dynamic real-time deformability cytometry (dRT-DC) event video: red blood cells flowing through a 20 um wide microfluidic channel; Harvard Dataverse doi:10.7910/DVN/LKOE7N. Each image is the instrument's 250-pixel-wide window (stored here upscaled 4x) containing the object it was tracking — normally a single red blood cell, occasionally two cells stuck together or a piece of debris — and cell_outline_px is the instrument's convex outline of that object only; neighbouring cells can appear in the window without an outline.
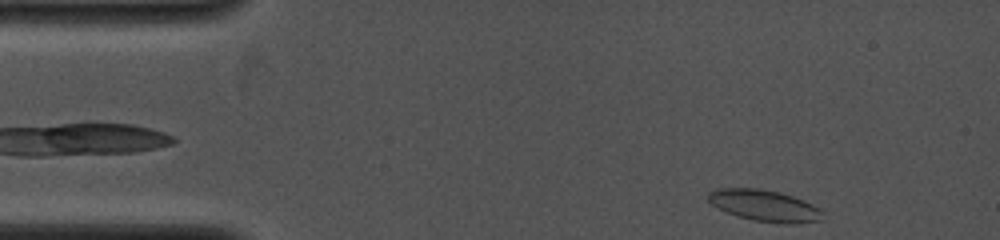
{"species": "common noctule bat (a hibernating species)", "species_latin": "Nyctalus noctula", "temperature_condition": "cold", "stored_images_in_passage": 22, "camera_frame_rate_fps": 4000, "um_per_image_px": 0.085, "animal": {"sex": "female", "body_mass_g": 19.0, "forearm_length_mm": 53.3}, "frame": {"image": 1, "passage_image": 1, "time_ms": 0.0, "image_size_px": [1000, 240], "cell_outline_px": [[824, 212], [820, 220], [796, 224], [780, 224], [752, 220], [736, 216], [712, 204], [708, 200], [708, 192], [716, 188], [760, 188], [780, 192], [804, 200], [820, 208]], "centroid_in_image_um": [65.01, 17.48], "position_along_channel_um": 20.0, "area_um2": 21.15}}
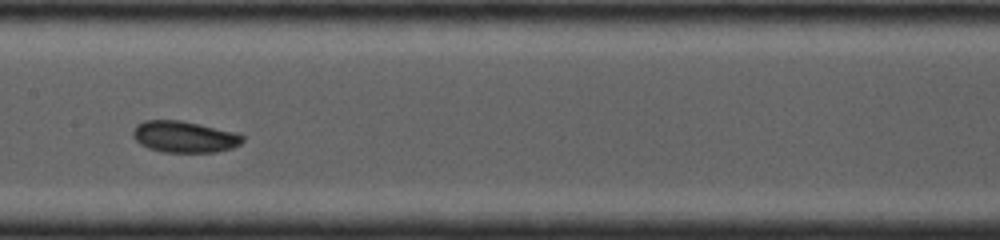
{"frame": {"image": 2, "passage_image": 16, "time_ms": 5.75, "image_size_px": [1000, 240], "cell_outline_px": [[244, 140], [240, 144], [232, 148], [216, 152], [164, 152], [148, 148], [140, 144], [132, 136], [132, 132], [136, 124], [144, 120], [180, 120], [240, 132], [244, 136]], "centroid_in_image_um": [15.69, 11.62], "position_along_channel_um": 191.7, "area_um2": 20.4}}
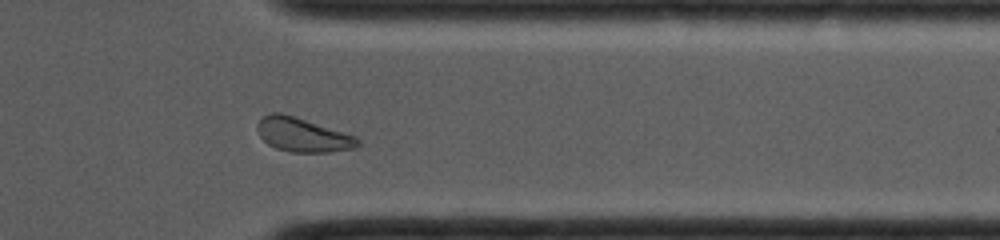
{"frame": {"image": 3, "passage_image": 22, "time_ms": 10.25, "image_size_px": [1000, 240], "cell_outline_px": [[360, 144], [356, 148], [328, 152], [292, 152], [276, 148], [268, 144], [260, 136], [256, 128], [256, 124], [268, 112], [280, 112], [356, 136], [360, 140]], "centroid_in_image_um": [25.72, 11.46], "position_along_channel_um": 385.7, "area_um2": 19.77}}